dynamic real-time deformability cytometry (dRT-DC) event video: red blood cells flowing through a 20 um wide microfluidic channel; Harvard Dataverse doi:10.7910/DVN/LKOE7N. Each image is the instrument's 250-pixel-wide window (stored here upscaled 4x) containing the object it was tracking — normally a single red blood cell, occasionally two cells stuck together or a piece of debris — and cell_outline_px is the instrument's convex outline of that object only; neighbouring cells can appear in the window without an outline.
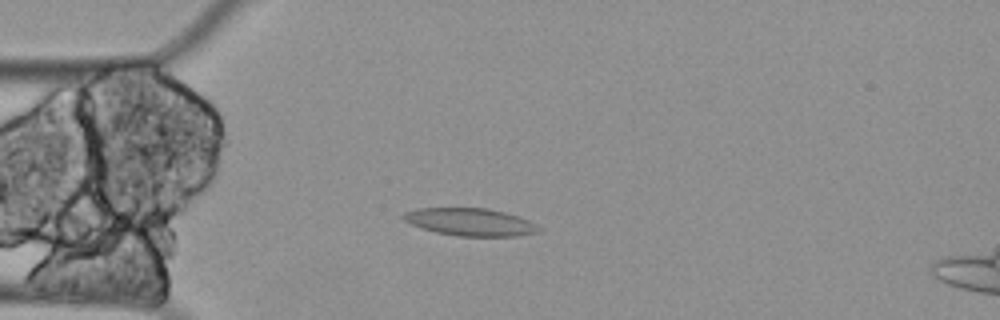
{"species": "Egyptian fruit bat (a non-hibernating species)", "species_latin": "Rousettus aegyptiacus", "temperature_condition": "cold", "stored_images_in_passage": 59, "camera_frame_rate_fps": 3000, "um_per_image_px": 0.085, "animal": {"sex": "female"}, "frame": {"image": 1, "passage_image": 15, "time_ms": 4.667, "image_size_px": [1000, 320], "cell_outline_px": [[544, 228], [540, 232], [516, 236], [460, 236], [436, 232], [420, 228], [404, 220], [400, 216], [404, 212], [416, 208], [488, 208], [504, 212], [528, 220]], "centroid_in_image_um": [39.97, 18.87], "position_along_channel_um": 45.0, "area_um2": 21.85}}
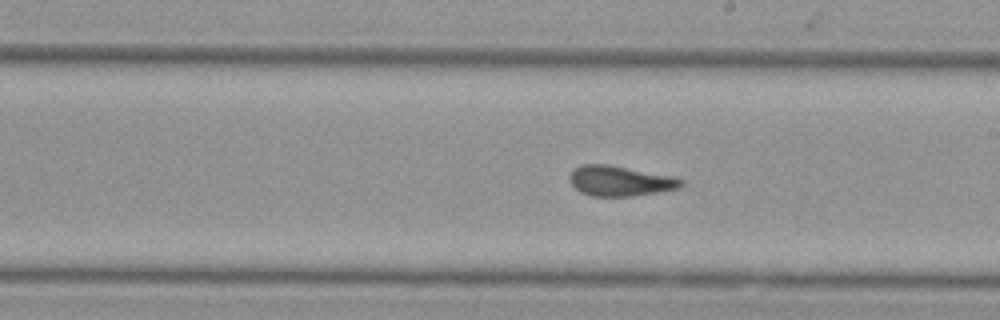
{"frame": {"image": 2, "passage_image": 33, "time_ms": 10.667, "image_size_px": [1000, 320], "cell_outline_px": [[684, 184], [680, 188], [632, 196], [592, 196], [580, 192], [568, 180], [568, 176], [576, 168], [584, 164], [608, 164], [676, 176], [684, 180]], "centroid_in_image_um": [52.74, 15.37], "position_along_channel_um": 236.3, "area_um2": 19.77}}
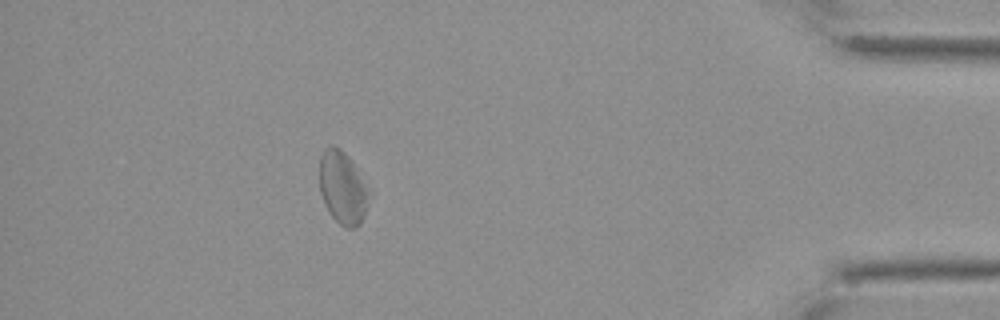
{"frame": {"image": 3, "passage_image": 53, "time_ms": 17.333, "image_size_px": [1000, 320], "cell_outline_px": [[364, 216], [360, 224], [356, 228], [344, 228], [328, 212], [324, 204], [320, 192], [320, 156], [324, 148], [332, 144], [340, 148], [352, 160], [364, 184]], "centroid_in_image_um": [29.03, 15.93], "position_along_channel_um": 406.2, "area_um2": 20.29}, "authors_computed_cell_mechanics": {"area_um2": 20.5768, "velocity_mm_per_s": 3.2745, "shape_relaxation_time_tau1_ms": null, "shape_relaxation_time_tau2_ms": 2.3854, "deformation_change_tau1": null, "deformation_change_tau2": 0.0835}}